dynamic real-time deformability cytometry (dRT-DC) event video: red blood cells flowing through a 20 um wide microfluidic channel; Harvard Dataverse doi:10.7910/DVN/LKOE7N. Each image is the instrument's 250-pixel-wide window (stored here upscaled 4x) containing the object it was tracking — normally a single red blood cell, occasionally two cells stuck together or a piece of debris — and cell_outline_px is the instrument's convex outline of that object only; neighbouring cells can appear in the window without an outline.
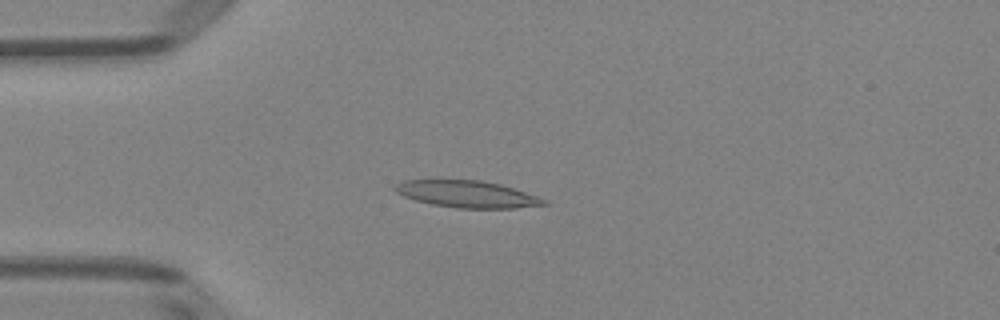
{"species": "Egyptian fruit bat (a non-hibernating species)", "species_latin": "Rousettus aegyptiacus", "temperature_condition": "room temperature", "stored_images_in_passage": 5, "camera_frame_rate_fps": 3000, "um_per_image_px": 0.085, "animal": {"sex": "female"}, "frame": {"image": 1, "passage_image": 4, "time_ms": 3.667, "image_size_px": [1000, 320], "cell_outline_px": [[548, 204], [516, 208], [456, 208], [432, 204], [416, 200], [404, 196], [396, 192], [392, 188], [396, 184], [404, 180], [480, 180], [500, 184], [548, 200]], "centroid_in_image_um": [39.69, 16.5], "position_along_channel_um": 45.3, "area_um2": 23.12}}